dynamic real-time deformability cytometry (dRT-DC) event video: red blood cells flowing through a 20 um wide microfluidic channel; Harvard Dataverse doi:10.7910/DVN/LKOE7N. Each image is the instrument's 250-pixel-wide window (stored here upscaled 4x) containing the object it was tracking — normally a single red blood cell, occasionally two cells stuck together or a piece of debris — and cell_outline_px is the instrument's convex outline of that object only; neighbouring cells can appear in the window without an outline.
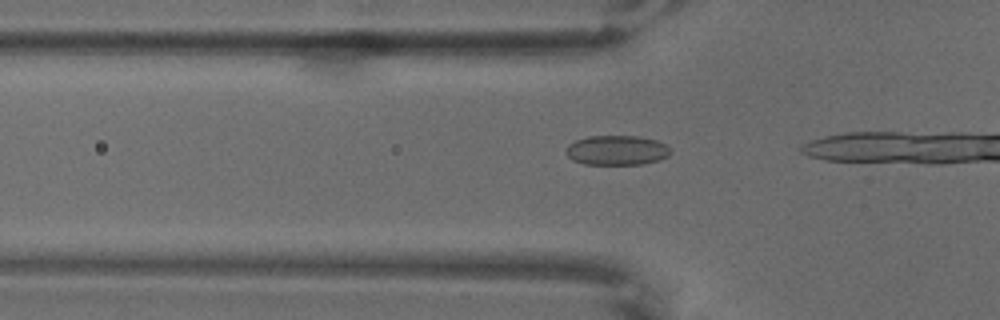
{"species": "common noctule bat (a hibernating species)", "species_latin": "Nyctalus noctula", "temperature_condition": "warm", "stored_images_in_passage": 9, "camera_frame_rate_fps": 3000, "um_per_image_px": 0.085, "animal": {"sex": "male", "body_mass_g": 18.8}, "frame": {"image": 1, "passage_image": 4, "time_ms": 1.0, "image_size_px": [1000, 320], "cell_outline_px": [[672, 152], [668, 156], [644, 164], [584, 164], [572, 160], [564, 152], [568, 144], [576, 140], [588, 136], [636, 136], [656, 140], [664, 144]], "centroid_in_image_um": [52.38, 12.77], "position_along_channel_um": 73.4, "area_um2": 18.03}}
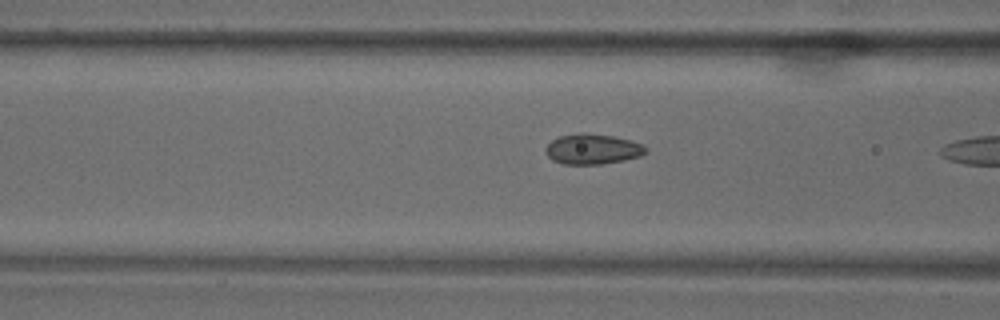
{"frame": {"image": 2, "passage_image": 8, "time_ms": 2.333, "image_size_px": [1000, 320], "cell_outline_px": [[648, 152], [640, 156], [624, 160], [600, 164], [560, 164], [552, 160], [544, 152], [544, 148], [552, 140], [560, 136], [576, 132], [584, 132], [612, 136], [632, 140], [644, 144], [648, 148]], "centroid_in_image_um": [50.37, 12.66], "position_along_channel_um": 116.2, "area_um2": 18.03}}